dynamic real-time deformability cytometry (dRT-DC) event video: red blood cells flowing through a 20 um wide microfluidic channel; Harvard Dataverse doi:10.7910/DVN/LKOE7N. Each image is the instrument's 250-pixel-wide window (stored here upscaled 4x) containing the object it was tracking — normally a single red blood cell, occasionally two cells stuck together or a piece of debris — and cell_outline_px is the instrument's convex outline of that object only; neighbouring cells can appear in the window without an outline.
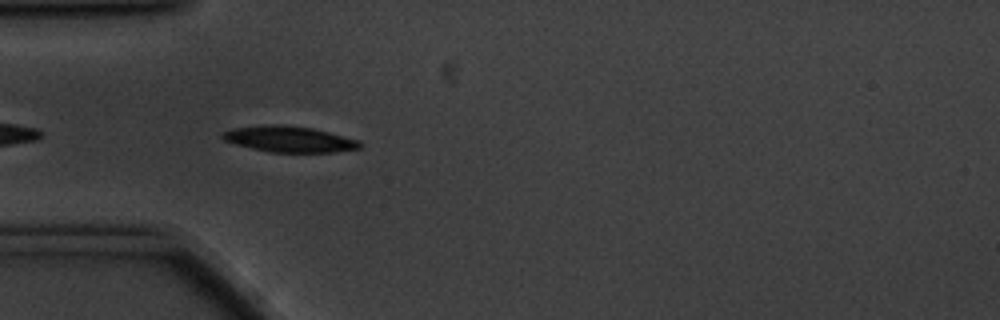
{"species": "common noctule bat (a hibernating species)", "species_latin": "Nyctalus noctula", "temperature_condition": "cold", "stored_images_in_passage": 17, "camera_frame_rate_fps": 3000, "um_per_image_px": 0.085, "animal": {"sex": "male", "body_mass_g": 20.1, "forearm_length_mm": 53.5}, "frame": {"image": 1, "passage_image": 3, "time_ms": 0.667, "image_size_px": [1000, 320], "cell_outline_px": [[364, 144], [360, 148], [336, 152], [268, 152], [236, 144], [224, 140], [220, 136], [220, 132], [232, 128], [264, 124], [280, 124], [312, 128], [360, 140]], "centroid_in_image_um": [24.57, 11.82], "position_along_channel_um": 60.4, "area_um2": 20.98}}